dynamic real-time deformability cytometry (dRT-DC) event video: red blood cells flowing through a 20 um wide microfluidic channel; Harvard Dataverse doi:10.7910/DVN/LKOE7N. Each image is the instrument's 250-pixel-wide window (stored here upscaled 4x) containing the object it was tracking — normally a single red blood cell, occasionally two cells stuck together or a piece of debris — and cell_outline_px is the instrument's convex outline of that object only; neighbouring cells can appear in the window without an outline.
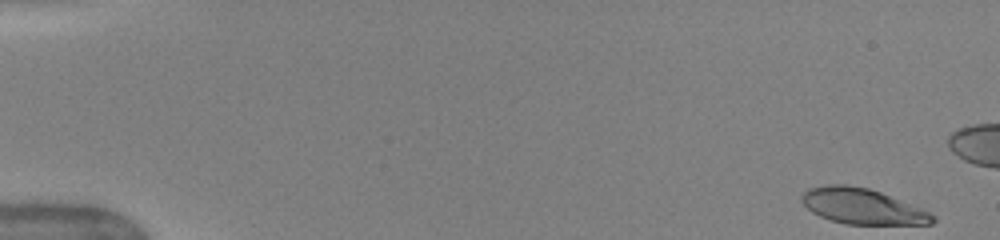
{"species": "human", "species_latin": "Homo sapiens", "temperature_condition": "warm", "stored_images_in_passage": 51, "camera_frame_rate_fps": 3000, "um_per_image_px": 0.085, "donor": {"sex": "female"}, "frame": {"image": 1, "passage_image": 1, "time_ms": 0.0, "image_size_px": [1000, 240], "cell_outline_px": [[936, 220], [932, 224], [844, 224], [820, 216], [812, 212], [800, 200], [800, 196], [808, 188], [828, 184], [844, 184], [868, 188], [880, 192], [920, 208], [936, 216]], "centroid_in_image_um": [73.27, 17.53], "position_along_channel_um": 11.7, "area_um2": 26.93}}
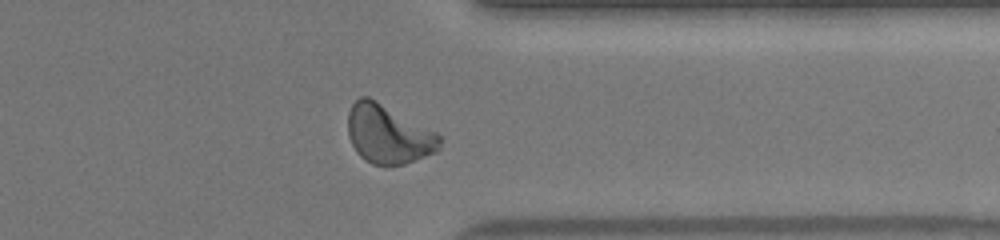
{"frame": {"image": 2, "passage_image": 40, "time_ms": 13.0, "image_size_px": [1000, 240], "cell_outline_px": [[440, 148], [436, 152], [404, 164], [372, 164], [364, 160], [356, 152], [348, 136], [348, 112], [352, 104], [360, 96], [368, 96], [440, 132]], "centroid_in_image_um": [33.02, 11.39], "position_along_channel_um": 378.4, "area_um2": 31.73}, "authors_computed_cell_mechanics": {"area_um2": 29.767, "velocity_mm_per_s": 4.0178, "shape_relaxation_time_tau1_ms": 3.3987, "shape_relaxation_time_tau2_ms": 0.8273, "deformation_change_tau1": 0.1798, "deformation_change_tau2": 0.0713}}